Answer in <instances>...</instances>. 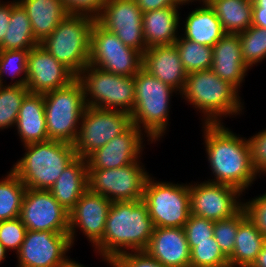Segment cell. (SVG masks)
I'll return each mask as SVG.
<instances>
[{"label": "cell", "instance_id": "3957f363", "mask_svg": "<svg viewBox=\"0 0 266 267\" xmlns=\"http://www.w3.org/2000/svg\"><path fill=\"white\" fill-rule=\"evenodd\" d=\"M240 92L208 69L188 73L179 96L185 104L188 103L201 114L200 125L218 124L224 123L228 116L230 119L244 114L245 104Z\"/></svg>", "mask_w": 266, "mask_h": 267}, {"label": "cell", "instance_id": "5b68a950", "mask_svg": "<svg viewBox=\"0 0 266 267\" xmlns=\"http://www.w3.org/2000/svg\"><path fill=\"white\" fill-rule=\"evenodd\" d=\"M24 147V155L11 166L26 188L49 190L76 158L73 144L46 140Z\"/></svg>", "mask_w": 266, "mask_h": 267}, {"label": "cell", "instance_id": "d6a6232c", "mask_svg": "<svg viewBox=\"0 0 266 267\" xmlns=\"http://www.w3.org/2000/svg\"><path fill=\"white\" fill-rule=\"evenodd\" d=\"M29 52L30 50L0 51V85L26 86ZM7 78H11L9 83L6 82Z\"/></svg>", "mask_w": 266, "mask_h": 267}, {"label": "cell", "instance_id": "7a4b0ae2", "mask_svg": "<svg viewBox=\"0 0 266 267\" xmlns=\"http://www.w3.org/2000/svg\"><path fill=\"white\" fill-rule=\"evenodd\" d=\"M154 224L143 200L114 201L108 212L103 238L93 247L107 266L130 251H145L154 232Z\"/></svg>", "mask_w": 266, "mask_h": 267}, {"label": "cell", "instance_id": "8d00e7d4", "mask_svg": "<svg viewBox=\"0 0 266 267\" xmlns=\"http://www.w3.org/2000/svg\"><path fill=\"white\" fill-rule=\"evenodd\" d=\"M247 217V213L242 208L237 214L228 219L214 221L213 236L219 244L220 250L229 258L235 246V237L239 224Z\"/></svg>", "mask_w": 266, "mask_h": 267}, {"label": "cell", "instance_id": "f6af8a7d", "mask_svg": "<svg viewBox=\"0 0 266 267\" xmlns=\"http://www.w3.org/2000/svg\"><path fill=\"white\" fill-rule=\"evenodd\" d=\"M12 0H0V44L2 43L10 22Z\"/></svg>", "mask_w": 266, "mask_h": 267}, {"label": "cell", "instance_id": "5bb4252c", "mask_svg": "<svg viewBox=\"0 0 266 267\" xmlns=\"http://www.w3.org/2000/svg\"><path fill=\"white\" fill-rule=\"evenodd\" d=\"M72 248L69 233L27 230L16 267H61Z\"/></svg>", "mask_w": 266, "mask_h": 267}, {"label": "cell", "instance_id": "30bf717a", "mask_svg": "<svg viewBox=\"0 0 266 267\" xmlns=\"http://www.w3.org/2000/svg\"><path fill=\"white\" fill-rule=\"evenodd\" d=\"M131 115L122 111L86 107L81 118L78 135L73 143L76 156L86 159L114 137L131 126Z\"/></svg>", "mask_w": 266, "mask_h": 267}, {"label": "cell", "instance_id": "bcb514c9", "mask_svg": "<svg viewBox=\"0 0 266 267\" xmlns=\"http://www.w3.org/2000/svg\"><path fill=\"white\" fill-rule=\"evenodd\" d=\"M135 3L143 13L151 10L176 6L173 0H135Z\"/></svg>", "mask_w": 266, "mask_h": 267}, {"label": "cell", "instance_id": "74e56055", "mask_svg": "<svg viewBox=\"0 0 266 267\" xmlns=\"http://www.w3.org/2000/svg\"><path fill=\"white\" fill-rule=\"evenodd\" d=\"M26 226L20 217L0 221V243L8 252L19 251L26 234Z\"/></svg>", "mask_w": 266, "mask_h": 267}, {"label": "cell", "instance_id": "484cf974", "mask_svg": "<svg viewBox=\"0 0 266 267\" xmlns=\"http://www.w3.org/2000/svg\"><path fill=\"white\" fill-rule=\"evenodd\" d=\"M87 189V161L84 158L77 157L63 170L49 191L69 212Z\"/></svg>", "mask_w": 266, "mask_h": 267}, {"label": "cell", "instance_id": "83f0119b", "mask_svg": "<svg viewBox=\"0 0 266 267\" xmlns=\"http://www.w3.org/2000/svg\"><path fill=\"white\" fill-rule=\"evenodd\" d=\"M266 243V237L247 216L238 226L229 267H251Z\"/></svg>", "mask_w": 266, "mask_h": 267}, {"label": "cell", "instance_id": "8fae6325", "mask_svg": "<svg viewBox=\"0 0 266 267\" xmlns=\"http://www.w3.org/2000/svg\"><path fill=\"white\" fill-rule=\"evenodd\" d=\"M89 64L115 75L134 77L142 69L143 55L95 20L90 34Z\"/></svg>", "mask_w": 266, "mask_h": 267}, {"label": "cell", "instance_id": "e575fe53", "mask_svg": "<svg viewBox=\"0 0 266 267\" xmlns=\"http://www.w3.org/2000/svg\"><path fill=\"white\" fill-rule=\"evenodd\" d=\"M242 45L244 63L251 69L266 60V29L250 26L238 33Z\"/></svg>", "mask_w": 266, "mask_h": 267}, {"label": "cell", "instance_id": "f907efd6", "mask_svg": "<svg viewBox=\"0 0 266 267\" xmlns=\"http://www.w3.org/2000/svg\"><path fill=\"white\" fill-rule=\"evenodd\" d=\"M8 254H9L8 251L0 243V265L2 264V262L4 263L6 261V257H7Z\"/></svg>", "mask_w": 266, "mask_h": 267}, {"label": "cell", "instance_id": "9a60e30c", "mask_svg": "<svg viewBox=\"0 0 266 267\" xmlns=\"http://www.w3.org/2000/svg\"><path fill=\"white\" fill-rule=\"evenodd\" d=\"M68 213L49 190L26 189L20 219L27 230L69 233Z\"/></svg>", "mask_w": 266, "mask_h": 267}, {"label": "cell", "instance_id": "7bdbcfd3", "mask_svg": "<svg viewBox=\"0 0 266 267\" xmlns=\"http://www.w3.org/2000/svg\"><path fill=\"white\" fill-rule=\"evenodd\" d=\"M114 267H165L146 251H130L113 259Z\"/></svg>", "mask_w": 266, "mask_h": 267}, {"label": "cell", "instance_id": "f35d334b", "mask_svg": "<svg viewBox=\"0 0 266 267\" xmlns=\"http://www.w3.org/2000/svg\"><path fill=\"white\" fill-rule=\"evenodd\" d=\"M183 228L187 242L211 241L214 221L191 214Z\"/></svg>", "mask_w": 266, "mask_h": 267}, {"label": "cell", "instance_id": "ac0fdd59", "mask_svg": "<svg viewBox=\"0 0 266 267\" xmlns=\"http://www.w3.org/2000/svg\"><path fill=\"white\" fill-rule=\"evenodd\" d=\"M146 141L147 145H155L141 129L133 124L126 132L91 153L86 158L87 167L88 169L121 168L143 159Z\"/></svg>", "mask_w": 266, "mask_h": 267}, {"label": "cell", "instance_id": "f1b7e54d", "mask_svg": "<svg viewBox=\"0 0 266 267\" xmlns=\"http://www.w3.org/2000/svg\"><path fill=\"white\" fill-rule=\"evenodd\" d=\"M225 33L238 34L252 26L253 0H206Z\"/></svg>", "mask_w": 266, "mask_h": 267}, {"label": "cell", "instance_id": "2e32d148", "mask_svg": "<svg viewBox=\"0 0 266 267\" xmlns=\"http://www.w3.org/2000/svg\"><path fill=\"white\" fill-rule=\"evenodd\" d=\"M143 12L135 0H107L96 21L114 33L126 46L145 52L143 37Z\"/></svg>", "mask_w": 266, "mask_h": 267}, {"label": "cell", "instance_id": "44dd1931", "mask_svg": "<svg viewBox=\"0 0 266 267\" xmlns=\"http://www.w3.org/2000/svg\"><path fill=\"white\" fill-rule=\"evenodd\" d=\"M212 51L211 70L219 78L228 81L240 91L250 68L244 63L238 34L226 33L212 47Z\"/></svg>", "mask_w": 266, "mask_h": 267}, {"label": "cell", "instance_id": "603a6c76", "mask_svg": "<svg viewBox=\"0 0 266 267\" xmlns=\"http://www.w3.org/2000/svg\"><path fill=\"white\" fill-rule=\"evenodd\" d=\"M181 8L182 6L176 5L143 13V37L147 49L172 45L179 38Z\"/></svg>", "mask_w": 266, "mask_h": 267}, {"label": "cell", "instance_id": "4fadbf2b", "mask_svg": "<svg viewBox=\"0 0 266 267\" xmlns=\"http://www.w3.org/2000/svg\"><path fill=\"white\" fill-rule=\"evenodd\" d=\"M191 214L211 221L228 219L243 208L244 193L230 185L207 180L190 182Z\"/></svg>", "mask_w": 266, "mask_h": 267}, {"label": "cell", "instance_id": "6da1fadb", "mask_svg": "<svg viewBox=\"0 0 266 267\" xmlns=\"http://www.w3.org/2000/svg\"><path fill=\"white\" fill-rule=\"evenodd\" d=\"M201 128L212 177L207 181L230 185L248 194L259 177L252 165L248 139L224 123L202 124Z\"/></svg>", "mask_w": 266, "mask_h": 267}, {"label": "cell", "instance_id": "ffe728a7", "mask_svg": "<svg viewBox=\"0 0 266 267\" xmlns=\"http://www.w3.org/2000/svg\"><path fill=\"white\" fill-rule=\"evenodd\" d=\"M145 251L165 267H190L184 228L155 227Z\"/></svg>", "mask_w": 266, "mask_h": 267}, {"label": "cell", "instance_id": "7dc6e473", "mask_svg": "<svg viewBox=\"0 0 266 267\" xmlns=\"http://www.w3.org/2000/svg\"><path fill=\"white\" fill-rule=\"evenodd\" d=\"M251 267H266V243L257 255V258Z\"/></svg>", "mask_w": 266, "mask_h": 267}, {"label": "cell", "instance_id": "ee69618b", "mask_svg": "<svg viewBox=\"0 0 266 267\" xmlns=\"http://www.w3.org/2000/svg\"><path fill=\"white\" fill-rule=\"evenodd\" d=\"M252 26L266 29V0H253Z\"/></svg>", "mask_w": 266, "mask_h": 267}, {"label": "cell", "instance_id": "681fc988", "mask_svg": "<svg viewBox=\"0 0 266 267\" xmlns=\"http://www.w3.org/2000/svg\"><path fill=\"white\" fill-rule=\"evenodd\" d=\"M61 267H87L84 264H81L80 262H76V260H73V258L71 259V257H69Z\"/></svg>", "mask_w": 266, "mask_h": 267}, {"label": "cell", "instance_id": "cb8c5ba5", "mask_svg": "<svg viewBox=\"0 0 266 267\" xmlns=\"http://www.w3.org/2000/svg\"><path fill=\"white\" fill-rule=\"evenodd\" d=\"M191 9L185 18L181 16L184 25L180 26V35L201 45L213 47L226 34L221 21L207 2Z\"/></svg>", "mask_w": 266, "mask_h": 267}, {"label": "cell", "instance_id": "60d3db41", "mask_svg": "<svg viewBox=\"0 0 266 267\" xmlns=\"http://www.w3.org/2000/svg\"><path fill=\"white\" fill-rule=\"evenodd\" d=\"M243 208L256 228L266 237V192L251 199L244 198Z\"/></svg>", "mask_w": 266, "mask_h": 267}, {"label": "cell", "instance_id": "4dcf8cb0", "mask_svg": "<svg viewBox=\"0 0 266 267\" xmlns=\"http://www.w3.org/2000/svg\"><path fill=\"white\" fill-rule=\"evenodd\" d=\"M24 183L10 169L0 178V221L20 217L23 197L26 191Z\"/></svg>", "mask_w": 266, "mask_h": 267}, {"label": "cell", "instance_id": "ba28073f", "mask_svg": "<svg viewBox=\"0 0 266 267\" xmlns=\"http://www.w3.org/2000/svg\"><path fill=\"white\" fill-rule=\"evenodd\" d=\"M77 79L83 87L87 107L122 111L128 114L135 106L134 77L115 75L88 64Z\"/></svg>", "mask_w": 266, "mask_h": 267}, {"label": "cell", "instance_id": "f546056e", "mask_svg": "<svg viewBox=\"0 0 266 267\" xmlns=\"http://www.w3.org/2000/svg\"><path fill=\"white\" fill-rule=\"evenodd\" d=\"M38 44L26 10L17 0H12L10 22L0 44V51L31 50Z\"/></svg>", "mask_w": 266, "mask_h": 267}, {"label": "cell", "instance_id": "52a82bcc", "mask_svg": "<svg viewBox=\"0 0 266 267\" xmlns=\"http://www.w3.org/2000/svg\"><path fill=\"white\" fill-rule=\"evenodd\" d=\"M47 136L73 144L86 109L83 87L76 78L70 84L43 94Z\"/></svg>", "mask_w": 266, "mask_h": 267}, {"label": "cell", "instance_id": "836d02e7", "mask_svg": "<svg viewBox=\"0 0 266 267\" xmlns=\"http://www.w3.org/2000/svg\"><path fill=\"white\" fill-rule=\"evenodd\" d=\"M26 86L0 85V131L14 128L25 96Z\"/></svg>", "mask_w": 266, "mask_h": 267}, {"label": "cell", "instance_id": "c3c4849f", "mask_svg": "<svg viewBox=\"0 0 266 267\" xmlns=\"http://www.w3.org/2000/svg\"><path fill=\"white\" fill-rule=\"evenodd\" d=\"M174 1V3L176 4V5H180V6H186V5H192L193 3V5H195L196 6V4H198L199 3V5L201 4V3H204L206 0H173ZM195 2H196V4H195ZM198 2V3H197Z\"/></svg>", "mask_w": 266, "mask_h": 267}, {"label": "cell", "instance_id": "d6986e66", "mask_svg": "<svg viewBox=\"0 0 266 267\" xmlns=\"http://www.w3.org/2000/svg\"><path fill=\"white\" fill-rule=\"evenodd\" d=\"M76 78L69 68L58 62L40 44L30 50L26 79L30 93L45 94L70 84Z\"/></svg>", "mask_w": 266, "mask_h": 267}, {"label": "cell", "instance_id": "4316f807", "mask_svg": "<svg viewBox=\"0 0 266 267\" xmlns=\"http://www.w3.org/2000/svg\"><path fill=\"white\" fill-rule=\"evenodd\" d=\"M26 10L34 38L41 43L68 15L60 0H17Z\"/></svg>", "mask_w": 266, "mask_h": 267}, {"label": "cell", "instance_id": "d590c367", "mask_svg": "<svg viewBox=\"0 0 266 267\" xmlns=\"http://www.w3.org/2000/svg\"><path fill=\"white\" fill-rule=\"evenodd\" d=\"M190 267H229L228 258L220 250L214 236L211 241L188 242Z\"/></svg>", "mask_w": 266, "mask_h": 267}, {"label": "cell", "instance_id": "ab89813d", "mask_svg": "<svg viewBox=\"0 0 266 267\" xmlns=\"http://www.w3.org/2000/svg\"><path fill=\"white\" fill-rule=\"evenodd\" d=\"M253 135V136H252ZM247 138L250 146L253 168L261 179L266 176V128Z\"/></svg>", "mask_w": 266, "mask_h": 267}, {"label": "cell", "instance_id": "e0dca14e", "mask_svg": "<svg viewBox=\"0 0 266 267\" xmlns=\"http://www.w3.org/2000/svg\"><path fill=\"white\" fill-rule=\"evenodd\" d=\"M112 202L87 189L69 211V237L72 247L77 242V233L94 247L104 236L106 219ZM79 230V231H78Z\"/></svg>", "mask_w": 266, "mask_h": 267}, {"label": "cell", "instance_id": "7c38bea8", "mask_svg": "<svg viewBox=\"0 0 266 267\" xmlns=\"http://www.w3.org/2000/svg\"><path fill=\"white\" fill-rule=\"evenodd\" d=\"M141 160L121 168L88 169V189L111 202L142 200L151 174Z\"/></svg>", "mask_w": 266, "mask_h": 267}, {"label": "cell", "instance_id": "7402d4cb", "mask_svg": "<svg viewBox=\"0 0 266 267\" xmlns=\"http://www.w3.org/2000/svg\"><path fill=\"white\" fill-rule=\"evenodd\" d=\"M142 68L161 82L170 85L179 94L183 91L188 73L175 44L146 49L143 53Z\"/></svg>", "mask_w": 266, "mask_h": 267}, {"label": "cell", "instance_id": "1f68e13d", "mask_svg": "<svg viewBox=\"0 0 266 267\" xmlns=\"http://www.w3.org/2000/svg\"><path fill=\"white\" fill-rule=\"evenodd\" d=\"M174 44L187 73L211 69L213 63L211 46L201 45L181 35Z\"/></svg>", "mask_w": 266, "mask_h": 267}, {"label": "cell", "instance_id": "277c9868", "mask_svg": "<svg viewBox=\"0 0 266 267\" xmlns=\"http://www.w3.org/2000/svg\"><path fill=\"white\" fill-rule=\"evenodd\" d=\"M135 106L132 123L141 129L155 144L163 141L170 127L171 100L180 95L170 85L141 69L134 76ZM161 139V140H160Z\"/></svg>", "mask_w": 266, "mask_h": 267}, {"label": "cell", "instance_id": "8992f818", "mask_svg": "<svg viewBox=\"0 0 266 267\" xmlns=\"http://www.w3.org/2000/svg\"><path fill=\"white\" fill-rule=\"evenodd\" d=\"M94 22L95 19L88 16L67 15L39 44L77 76L89 64Z\"/></svg>", "mask_w": 266, "mask_h": 267}, {"label": "cell", "instance_id": "b9f144b4", "mask_svg": "<svg viewBox=\"0 0 266 267\" xmlns=\"http://www.w3.org/2000/svg\"><path fill=\"white\" fill-rule=\"evenodd\" d=\"M68 15H82L97 19L107 0H60Z\"/></svg>", "mask_w": 266, "mask_h": 267}, {"label": "cell", "instance_id": "9c48e42d", "mask_svg": "<svg viewBox=\"0 0 266 267\" xmlns=\"http://www.w3.org/2000/svg\"><path fill=\"white\" fill-rule=\"evenodd\" d=\"M142 200L155 227L183 228L191 215L189 182L157 181L151 174Z\"/></svg>", "mask_w": 266, "mask_h": 267}, {"label": "cell", "instance_id": "d4e9b609", "mask_svg": "<svg viewBox=\"0 0 266 267\" xmlns=\"http://www.w3.org/2000/svg\"><path fill=\"white\" fill-rule=\"evenodd\" d=\"M14 127L22 146L49 140L43 94L29 92L25 96Z\"/></svg>", "mask_w": 266, "mask_h": 267}]
</instances>
